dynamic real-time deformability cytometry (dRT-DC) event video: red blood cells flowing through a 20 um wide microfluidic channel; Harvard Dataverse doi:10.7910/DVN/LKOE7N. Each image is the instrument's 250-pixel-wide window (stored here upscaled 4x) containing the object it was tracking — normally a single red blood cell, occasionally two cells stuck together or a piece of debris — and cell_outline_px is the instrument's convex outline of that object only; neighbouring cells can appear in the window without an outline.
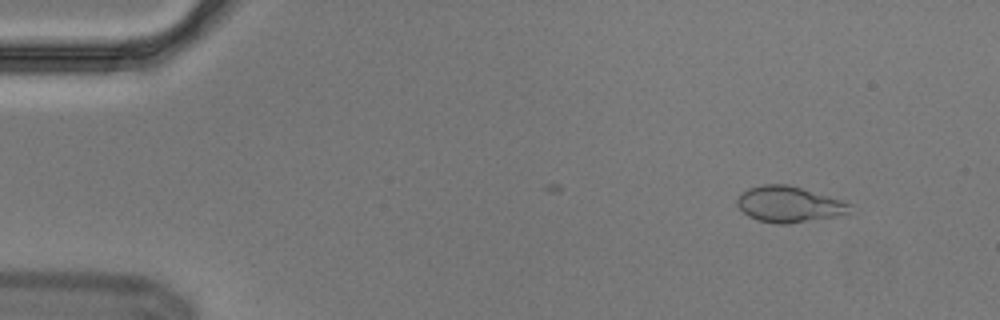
{"species": "Egyptian fruit bat (a non-hibernating species)", "species_latin": "Rousettus aegyptiacus", "temperature_condition": "cold", "stored_images_in_passage": 11, "camera_frame_rate_fps": 3000, "um_per_image_px": 0.085, "animal": {"sex": "male"}, "frame": {"image": 1, "passage_image": 1, "time_ms": 0.0, "image_size_px": [1000, 320], "cell_outline_px": [[852, 204], [848, 212], [844, 216], [788, 224], [776, 224], [760, 220], [748, 216], [736, 204], [736, 200], [740, 192], [748, 188], [764, 184], [788, 184], [848, 200]], "centroid_in_image_um": [67.14, 17.36], "position_along_channel_um": 17.9, "area_um2": 24.28}}